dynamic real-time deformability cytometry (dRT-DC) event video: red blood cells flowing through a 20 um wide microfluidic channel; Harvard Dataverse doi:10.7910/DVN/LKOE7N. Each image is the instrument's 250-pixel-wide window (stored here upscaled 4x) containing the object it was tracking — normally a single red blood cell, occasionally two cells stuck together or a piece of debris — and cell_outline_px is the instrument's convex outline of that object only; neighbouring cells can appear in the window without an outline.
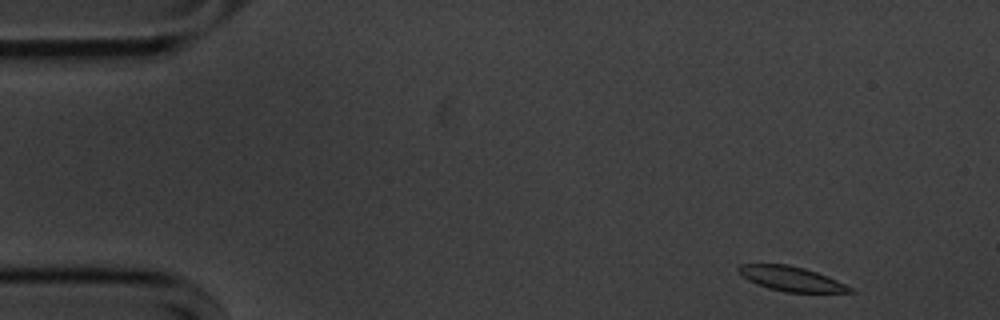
{"species": "common noctule bat (a hibernating species)", "species_latin": "Nyctalus noctula", "temperature_condition": "cold", "stored_images_in_passage": 13, "camera_frame_rate_fps": 3000, "um_per_image_px": 0.085, "animal": {"sex": "male", "body_mass_g": 20.1, "forearm_length_mm": 53.5}, "frame": {"image": 1, "passage_image": 1, "time_ms": 0.0, "image_size_px": [1000, 320], "cell_outline_px": [[856, 292], [784, 292], [768, 288], [748, 280], [740, 276], [736, 268], [740, 264], [788, 264], [804, 268], [828, 276], [852, 288]], "centroid_in_image_um": [67.2, 23.69], "position_along_channel_um": 17.8, "area_um2": 15.95}}